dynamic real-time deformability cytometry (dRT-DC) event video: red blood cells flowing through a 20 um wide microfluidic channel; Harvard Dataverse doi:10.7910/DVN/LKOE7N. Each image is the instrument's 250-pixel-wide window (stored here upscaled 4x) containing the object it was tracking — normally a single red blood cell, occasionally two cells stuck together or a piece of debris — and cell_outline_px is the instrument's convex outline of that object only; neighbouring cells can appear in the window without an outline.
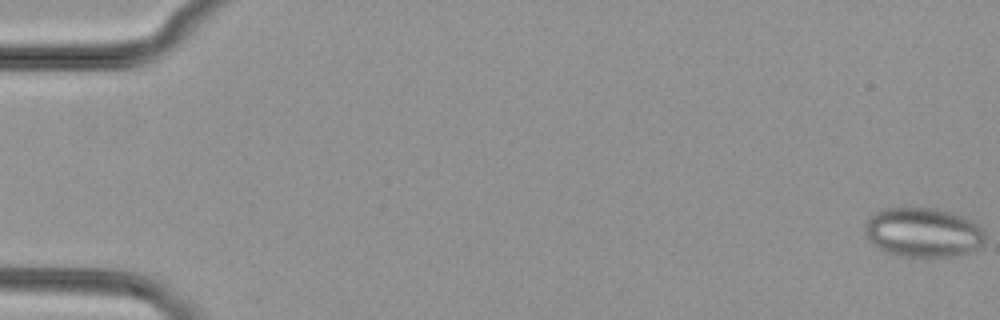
{"species": "common noctule bat (a hibernating species)", "species_latin": "Nyctalus noctula", "temperature_condition": "cold", "stored_images_in_passage": 53, "camera_frame_rate_fps": 3000, "um_per_image_px": 0.085, "animal": {"sex": "female", "body_mass_g": 29.2, "forearm_length_mm": 56.3}, "frame": {"image": 1, "passage_image": 1, "time_ms": 0.0, "image_size_px": [1000, 320], "cell_outline_px": [[984, 240], [972, 252], [960, 256], [900, 256], [888, 252], [872, 244], [864, 232], [864, 228], [868, 220], [876, 212], [884, 208], [936, 208], [960, 216], [980, 224], [984, 232]], "centroid_in_image_um": [78.47, 19.76], "position_along_channel_um": 6.5, "area_um2": 34.39}}
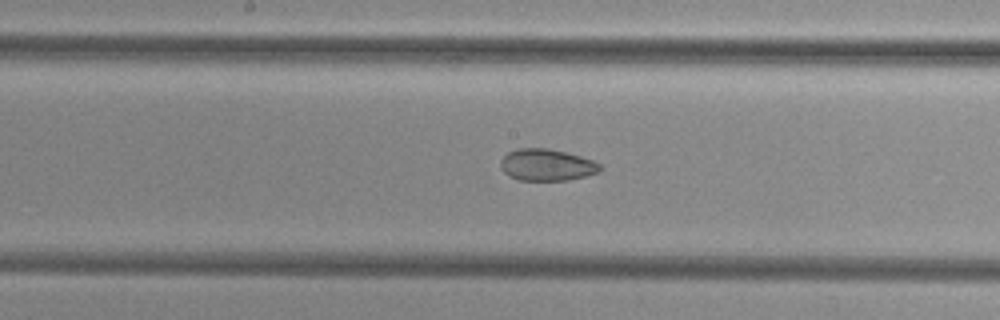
{"frame": {"image": 2, "passage_image": 28, "time_ms": 9.0, "image_size_px": [1000, 320], "cell_outline_px": [[600, 172], [588, 176], [568, 180], [520, 180], [508, 176], [504, 172], [500, 164], [500, 160], [508, 152], [516, 148], [548, 148], [580, 156], [592, 160], [600, 164]], "centroid_in_image_um": [46.46, 14.02], "position_along_channel_um": 201.7, "area_um2": 18.44}}
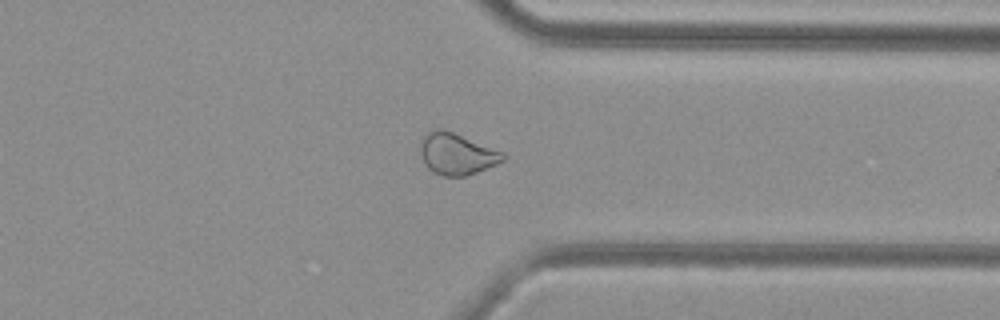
{"frame": {"image": 3, "passage_image": 41, "time_ms": 13.333, "image_size_px": [1000, 320], "cell_outline_px": [[504, 160], [496, 164], [476, 172], [464, 176], [444, 176], [432, 172], [424, 164], [420, 152], [420, 140], [428, 132], [436, 128], [444, 128], [504, 152]], "centroid_in_image_um": [38.79, 13.06], "position_along_channel_um": 372.6, "area_um2": 20.06}}